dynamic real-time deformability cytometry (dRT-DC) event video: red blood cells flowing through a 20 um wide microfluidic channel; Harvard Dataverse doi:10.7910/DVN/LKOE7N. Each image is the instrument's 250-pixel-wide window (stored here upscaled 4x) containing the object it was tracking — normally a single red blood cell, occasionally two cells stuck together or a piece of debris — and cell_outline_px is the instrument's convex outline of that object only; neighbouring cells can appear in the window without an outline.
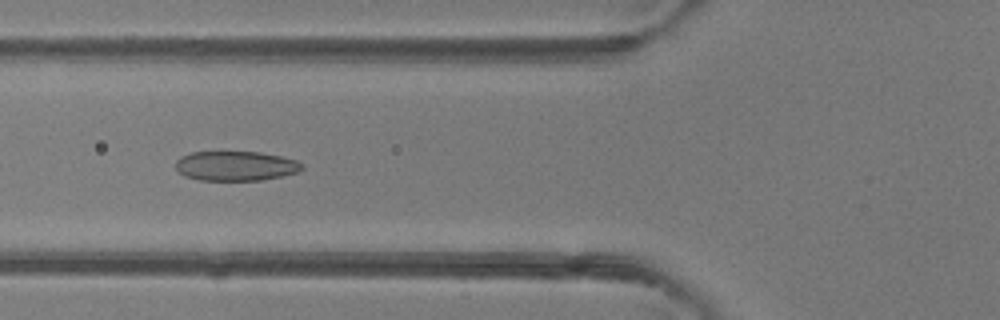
{"species": "common noctule bat (a hibernating species)", "species_latin": "Nyctalus noctula", "temperature_condition": "room temperature", "stored_images_in_passage": 8, "camera_frame_rate_fps": 3000, "um_per_image_px": 0.085, "animal": {"sex": "female"}, "frame": {"image": 1, "passage_image": 5, "time_ms": 1.333, "image_size_px": [1000, 320], "cell_outline_px": [[304, 168], [296, 172], [280, 176], [260, 180], [200, 180], [184, 176], [176, 168], [176, 160], [180, 156], [192, 152], [260, 152], [280, 156], [296, 160], [304, 164]], "centroid_in_image_um": [20.02, 14.1], "position_along_channel_um": 105.8, "area_um2": 21.73}}